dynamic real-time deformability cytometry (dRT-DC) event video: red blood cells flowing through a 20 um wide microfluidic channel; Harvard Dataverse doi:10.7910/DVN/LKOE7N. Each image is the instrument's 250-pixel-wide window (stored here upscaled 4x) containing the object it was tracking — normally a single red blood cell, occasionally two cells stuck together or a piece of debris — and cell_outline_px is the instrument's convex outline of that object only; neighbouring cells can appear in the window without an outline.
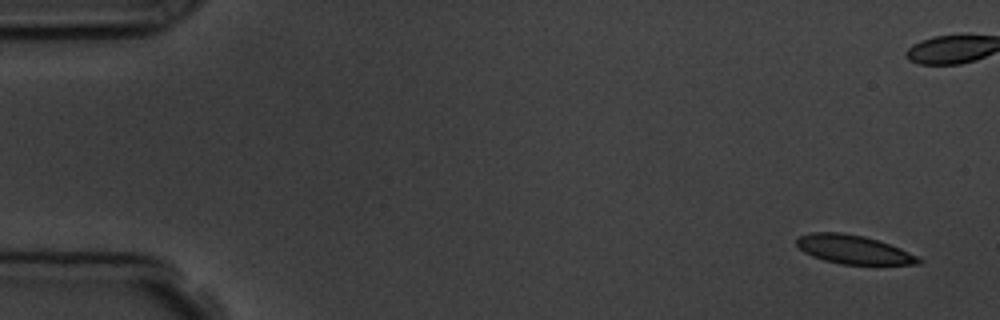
{"species": "common noctule bat (a hibernating species)", "species_latin": "Nyctalus noctula", "temperature_condition": "room temperature", "stored_images_in_passage": 6, "camera_frame_rate_fps": 3000, "um_per_image_px": 0.085, "animal": {"sex": "male", "body_mass_g": 19.5, "forearm_length_mm": 54.6}, "frame": {"image": 1, "passage_image": 1, "time_ms": 0.0, "image_size_px": [1000, 320], "cell_outline_px": [[924, 260], [920, 264], [840, 264], [824, 260], [812, 256], [804, 252], [796, 244], [796, 236], [812, 232], [840, 232], [864, 236], [900, 248]], "centroid_in_image_um": [72.5, 21.2], "position_along_channel_um": 12.5, "area_um2": 20.29}}